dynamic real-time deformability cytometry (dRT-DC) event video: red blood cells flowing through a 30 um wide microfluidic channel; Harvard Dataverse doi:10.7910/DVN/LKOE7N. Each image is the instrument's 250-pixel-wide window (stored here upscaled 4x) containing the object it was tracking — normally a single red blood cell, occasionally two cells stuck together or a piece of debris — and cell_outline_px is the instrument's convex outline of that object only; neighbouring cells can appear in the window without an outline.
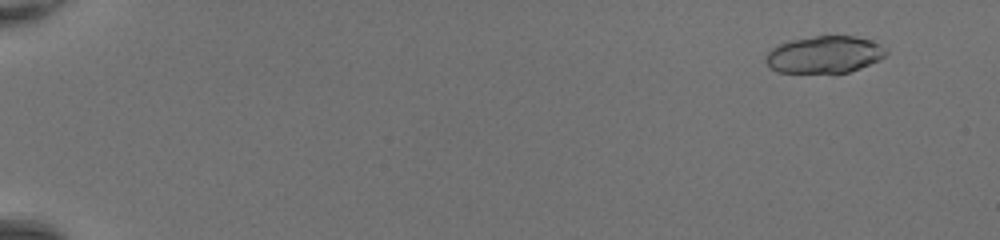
{"species": "common noctule bat (a hibernating species)", "species_latin": "Nyctalus noctula", "temperature_condition": "room temperature", "stored_images_in_passage": 50, "camera_frame_rate_fps": 3000, "um_per_image_px": 0.085, "animal": {"sex": "female", "body_mass_g": 20.0, "forearm_length_mm": 54.0}, "frame": {"image": 1, "passage_image": 5, "time_ms": 1.333, "image_size_px": [1000, 240], "cell_outline_px": [[888, 52], [880, 60], [860, 68], [848, 72], [776, 72], [764, 60], [768, 52], [772, 48], [788, 40], [816, 36], [856, 36], [872, 40], [880, 44]], "centroid_in_image_um": [70.09, 4.62], "position_along_channel_um": 14.9, "area_um2": 25.89}}
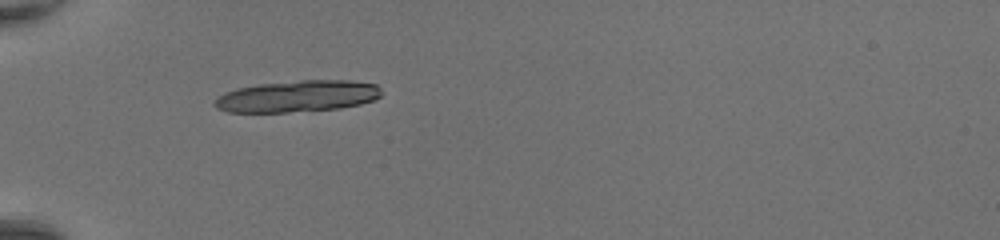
{"frame": {"image": 2, "passage_image": 19, "time_ms": 6.0, "image_size_px": [1000, 240], "cell_outline_px": [[380, 96], [376, 100], [360, 104], [340, 108], [288, 112], [228, 112], [216, 108], [212, 104], [212, 100], [236, 88], [260, 84], [300, 80], [352, 80], [376, 84], [380, 88]], "centroid_in_image_um": [25.29, 8.18], "position_along_channel_um": 59.7, "area_um2": 30.75}}